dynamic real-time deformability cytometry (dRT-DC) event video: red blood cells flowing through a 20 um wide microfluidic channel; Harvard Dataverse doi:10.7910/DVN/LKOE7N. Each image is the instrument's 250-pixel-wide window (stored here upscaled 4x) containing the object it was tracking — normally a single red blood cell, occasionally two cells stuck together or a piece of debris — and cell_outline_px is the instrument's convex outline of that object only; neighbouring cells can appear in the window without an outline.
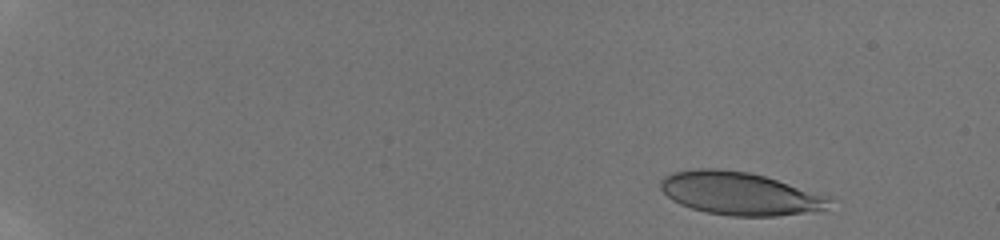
{"species": "human", "species_latin": "Homo sapiens", "temperature_condition": "room temperature", "stored_images_in_passage": 41, "camera_frame_rate_fps": 3000, "um_per_image_px": 0.085, "donor": {"sex": "male"}, "frame": {"image": 1, "passage_image": 1, "time_ms": 0.0, "image_size_px": [1000, 240], "cell_outline_px": [[832, 200], [824, 208], [804, 212], [776, 216], [732, 216], [704, 212], [680, 204], [672, 200], [660, 188], [660, 180], [664, 176], [672, 172], [696, 168], [716, 168], [748, 172], [764, 176], [832, 196]], "centroid_in_image_um": [62.85, 16.43], "position_along_channel_um": 22.2, "area_um2": 42.19}}
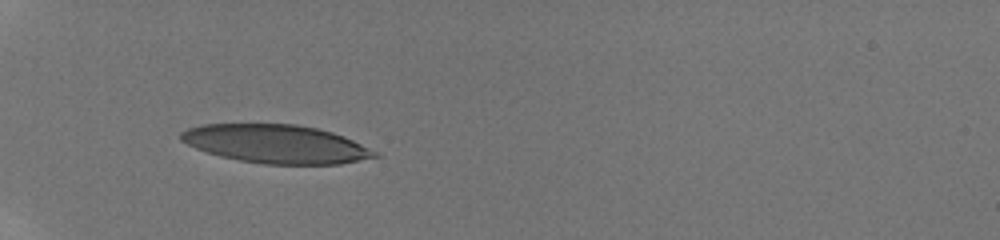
{"frame": {"image": 2, "passage_image": 30, "time_ms": 4.667, "image_size_px": [1000, 240], "cell_outline_px": [[380, 156], [340, 164], [264, 164], [240, 160], [220, 156], [196, 148], [180, 140], [180, 132], [188, 128], [204, 124], [296, 124], [316, 128], [332, 132], [344, 136], [376, 152]], "centroid_in_image_um": [23.45, 12.23], "position_along_channel_um": 61.6, "area_um2": 43.12}}
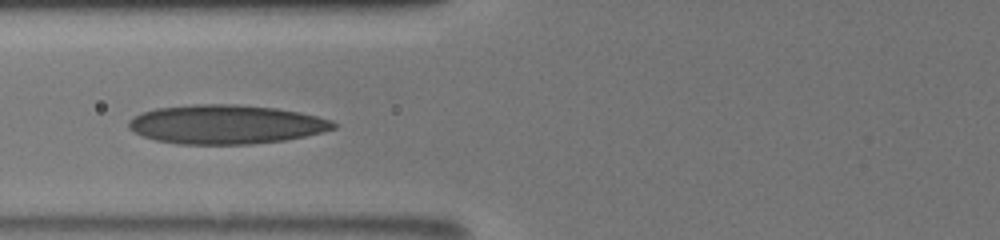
{"frame": {"image": 3, "passage_image": 40, "time_ms": 6.333, "image_size_px": [1000, 240], "cell_outline_px": [[336, 128], [304, 136], [284, 140], [252, 144], [176, 144], [156, 140], [144, 136], [128, 128], [128, 120], [140, 112], [156, 108], [196, 104], [236, 104], [276, 108], [300, 112], [332, 120], [336, 124]], "centroid_in_image_um": [19.18, 10.57], "position_along_channel_um": 106.6, "area_um2": 46.59}}